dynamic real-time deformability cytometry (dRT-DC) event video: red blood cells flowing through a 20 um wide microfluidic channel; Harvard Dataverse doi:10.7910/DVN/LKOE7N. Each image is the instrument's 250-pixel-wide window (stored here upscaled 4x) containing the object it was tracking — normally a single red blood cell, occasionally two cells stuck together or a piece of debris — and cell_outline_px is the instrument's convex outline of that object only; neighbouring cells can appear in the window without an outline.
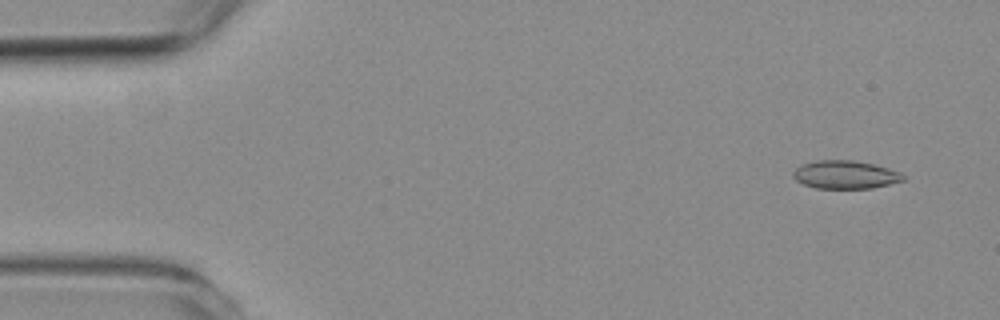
{"species": "common noctule bat (a hibernating species)", "species_latin": "Nyctalus noctula", "temperature_condition": "room temperature", "stored_images_in_passage": 56, "camera_frame_rate_fps": 3000, "um_per_image_px": 0.085, "animal": {"sex": "female", "body_mass_g": 19.3, "forearm_length_mm": 54.1}, "frame": {"image": 1, "passage_image": 3, "time_ms": 0.667, "image_size_px": [1000, 320], "cell_outline_px": [[904, 180], [872, 188], [816, 188], [804, 184], [796, 180], [792, 176], [792, 172], [800, 164], [816, 160], [852, 160], [872, 164], [888, 168], [900, 172], [904, 176]], "centroid_in_image_um": [71.8, 14.84], "position_along_channel_um": 13.2, "area_um2": 17.98}}
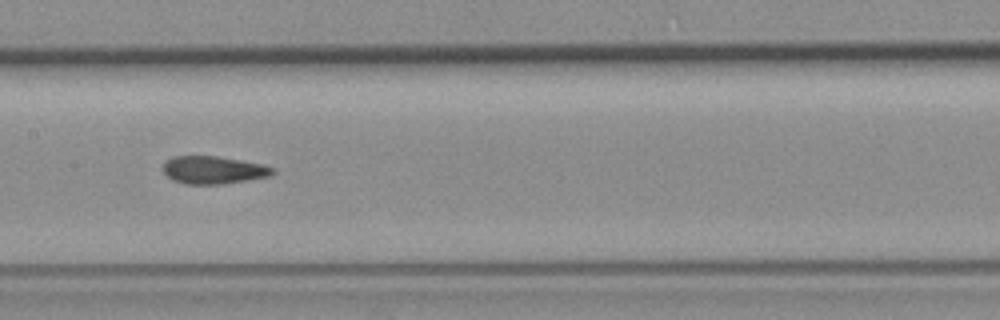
{"frame": {"image": 2, "passage_image": 27, "time_ms": 8.667, "image_size_px": [1000, 320], "cell_outline_px": [[276, 172], [272, 176], [224, 184], [184, 184], [172, 180], [164, 172], [164, 160], [172, 156], [216, 156], [264, 164], [276, 168]], "centroid_in_image_um": [18.18, 14.45], "position_along_channel_um": 189.2, "area_um2": 17.98}}
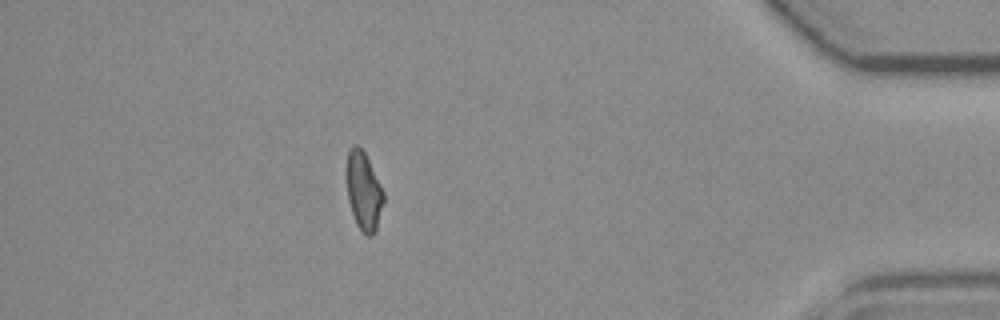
{"frame": {"image": 3, "passage_image": 49, "time_ms": 16.0, "image_size_px": [1000, 320], "cell_outline_px": [[384, 200], [376, 228], [372, 236], [368, 236], [360, 232], [356, 224], [348, 200], [344, 172], [348, 148], [352, 144], [356, 144], [364, 152], [384, 192]], "centroid_in_image_um": [30.85, 16.21], "position_along_channel_um": 404.3, "area_um2": 17.22}, "authors_computed_cell_mechanics": {"area_um2": 18.0625, "velocity_mm_per_s": 3.633, "shape_relaxation_time_tau1_ms": 6.925, "shape_relaxation_time_tau2_ms": 2.0677, "deformation_change_tau1": 0.1592, "deformation_change_tau2": 0.0924}}